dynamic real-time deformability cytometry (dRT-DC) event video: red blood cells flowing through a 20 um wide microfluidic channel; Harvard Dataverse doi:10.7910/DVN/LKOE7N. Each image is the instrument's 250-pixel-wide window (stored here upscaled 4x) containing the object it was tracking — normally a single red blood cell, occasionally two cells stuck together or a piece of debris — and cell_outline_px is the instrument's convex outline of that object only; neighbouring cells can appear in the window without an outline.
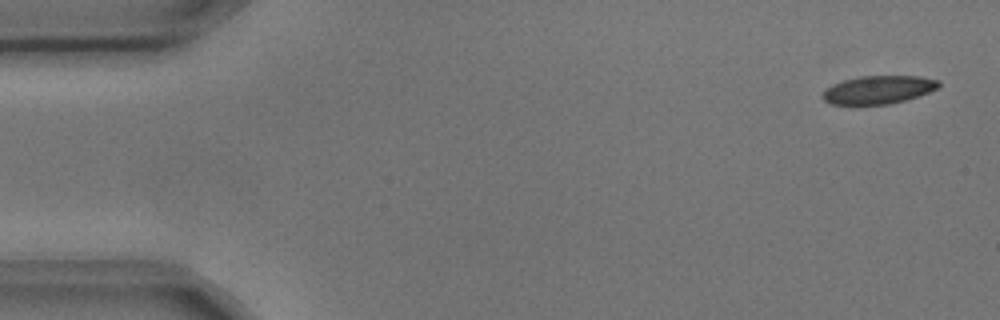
{"species": "common noctule bat (a hibernating species)", "species_latin": "Nyctalus noctula", "temperature_condition": "cold", "stored_images_in_passage": 5, "camera_frame_rate_fps": 3000, "um_per_image_px": 0.085, "animal": {"sex": "male", "body_mass_g": 17.9, "forearm_length_mm": 54.2}, "frame": {"image": 1, "passage_image": 1, "time_ms": 0.0, "image_size_px": [1000, 320], "cell_outline_px": [[940, 84], [936, 88], [928, 92], [904, 100], [888, 104], [832, 104], [824, 100], [824, 92], [832, 84], [844, 80], [860, 76], [920, 76], [940, 80]], "centroid_in_image_um": [74.68, 7.61], "position_along_channel_um": 10.3, "area_um2": 18.67}}
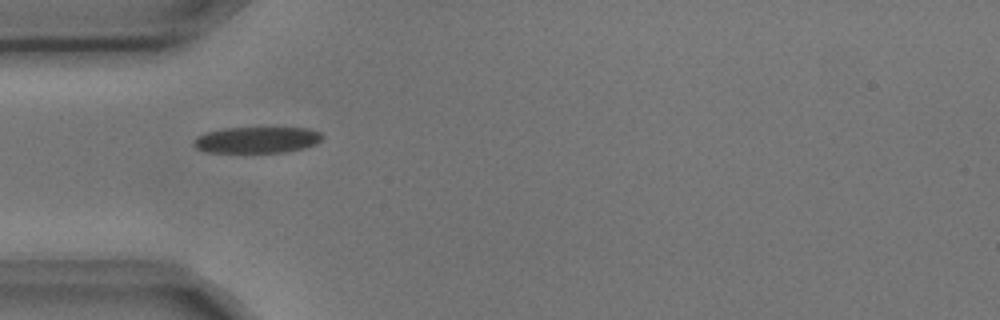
{"frame": {"image": 2, "passage_image": 4, "time_ms": 1.0, "image_size_px": [1000, 320], "cell_outline_px": [[324, 136], [316, 144], [304, 148], [284, 152], [208, 152], [196, 148], [192, 144], [196, 136], [204, 132], [224, 128], [308, 128], [320, 132]], "centroid_in_image_um": [21.82, 11.88], "position_along_channel_um": 63.2, "area_um2": 19.71}}